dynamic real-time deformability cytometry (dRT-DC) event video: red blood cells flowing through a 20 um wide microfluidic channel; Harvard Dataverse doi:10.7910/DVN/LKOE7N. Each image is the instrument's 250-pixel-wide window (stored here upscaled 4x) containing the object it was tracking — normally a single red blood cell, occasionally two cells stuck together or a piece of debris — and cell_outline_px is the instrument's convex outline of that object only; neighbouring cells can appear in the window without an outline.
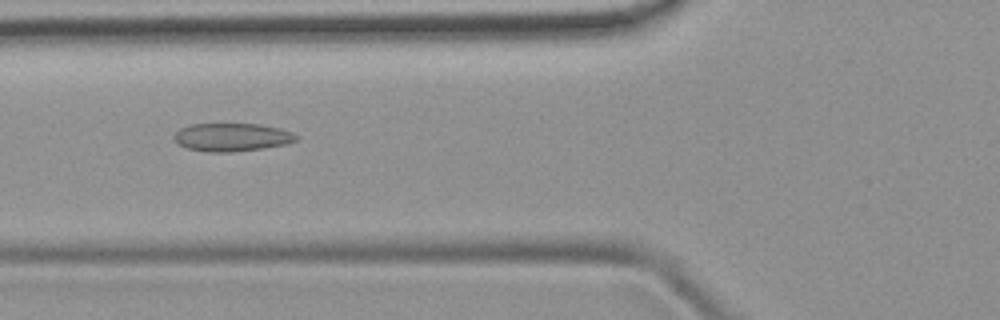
{"species": "common noctule bat (a hibernating species)", "species_latin": "Nyctalus noctula", "temperature_condition": "room temperature", "stored_images_in_passage": 48, "camera_frame_rate_fps": 3000, "um_per_image_px": 0.085, "animal": {"sex": "female", "body_mass_g": 19.9}, "frame": {"image": 1, "passage_image": 18, "time_ms": 5.667, "image_size_px": [1000, 320], "cell_outline_px": [[300, 136], [296, 140], [284, 144], [264, 148], [232, 152], [208, 152], [188, 148], [176, 144], [172, 136], [180, 128], [188, 124], [260, 124], [280, 128], [292, 132]], "centroid_in_image_um": [19.68, 11.66], "position_along_channel_um": 106.1, "area_um2": 20.17}}
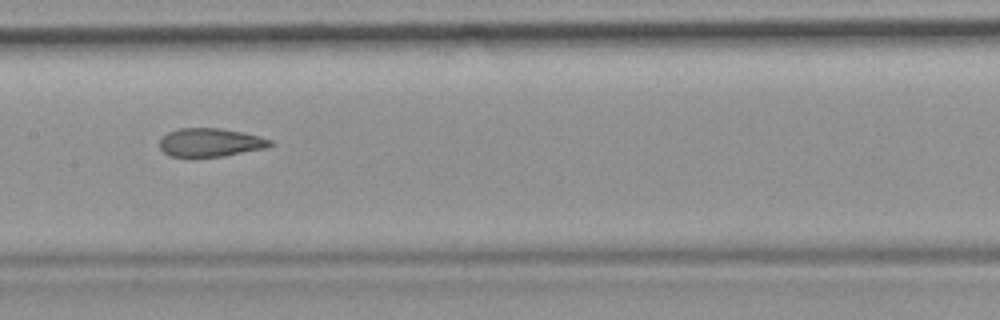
{"frame": {"image": 2, "passage_image": 24, "time_ms": 7.667, "image_size_px": [1000, 320], "cell_outline_px": [[276, 144], [268, 148], [224, 156], [192, 160], [168, 156], [160, 148], [160, 140], [168, 132], [180, 128], [220, 128], [244, 132], [260, 136], [272, 140]], "centroid_in_image_um": [17.89, 12.16], "position_along_channel_um": 189.5, "area_um2": 19.25}}
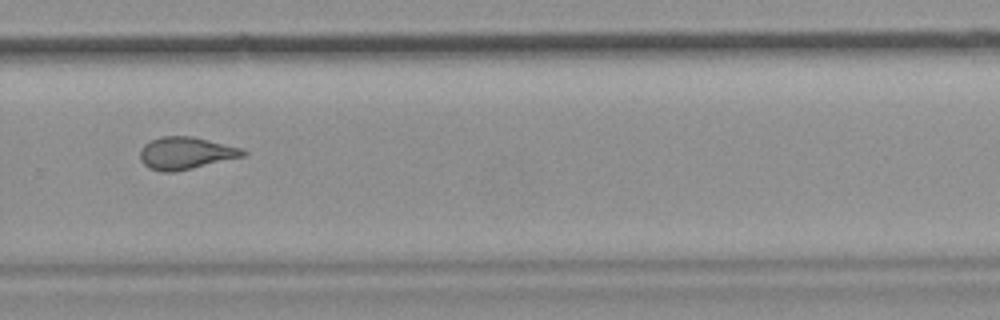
{"frame": {"image": 3, "passage_image": 33, "time_ms": 10.667, "image_size_px": [1000, 320], "cell_outline_px": [[248, 152], [244, 156], [176, 172], [160, 172], [148, 168], [140, 160], [140, 148], [144, 144], [160, 136], [192, 136], [244, 148]], "centroid_in_image_um": [15.78, 13.02], "position_along_channel_um": 314.0, "area_um2": 19.59}}